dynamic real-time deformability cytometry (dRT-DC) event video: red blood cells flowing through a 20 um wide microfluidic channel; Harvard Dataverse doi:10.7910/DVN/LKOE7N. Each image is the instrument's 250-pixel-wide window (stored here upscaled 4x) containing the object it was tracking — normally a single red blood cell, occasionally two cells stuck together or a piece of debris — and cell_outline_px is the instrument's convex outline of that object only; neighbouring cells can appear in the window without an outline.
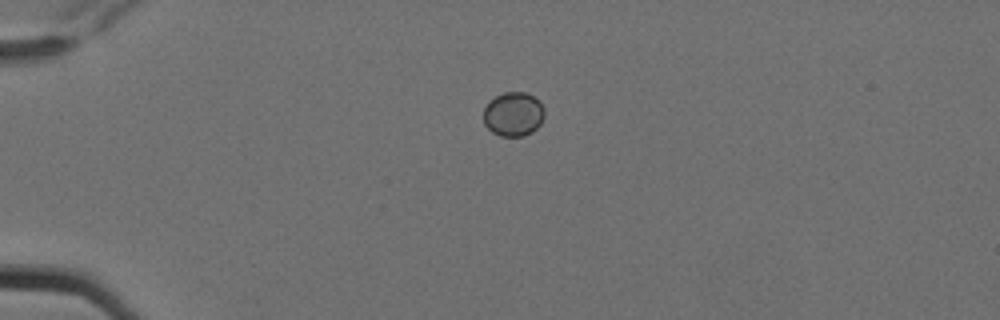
{"species": "Egyptian fruit bat (a non-hibernating species)", "species_latin": "Rousettus aegyptiacus", "temperature_condition": "cold", "stored_images_in_passage": 2, "camera_frame_rate_fps": 3000, "um_per_image_px": 0.085, "animal": {"sex": "female"}, "frame": {"image": 1, "passage_image": 1, "time_ms": 0.0, "image_size_px": [1000, 320], "cell_outline_px": [[544, 116], [540, 124], [532, 132], [524, 136], [500, 136], [492, 132], [484, 124], [484, 108], [496, 96], [504, 92], [524, 92], [532, 96], [544, 108]], "centroid_in_image_um": [43.63, 9.72], "position_along_channel_um": 41.4, "area_um2": 15.49}}